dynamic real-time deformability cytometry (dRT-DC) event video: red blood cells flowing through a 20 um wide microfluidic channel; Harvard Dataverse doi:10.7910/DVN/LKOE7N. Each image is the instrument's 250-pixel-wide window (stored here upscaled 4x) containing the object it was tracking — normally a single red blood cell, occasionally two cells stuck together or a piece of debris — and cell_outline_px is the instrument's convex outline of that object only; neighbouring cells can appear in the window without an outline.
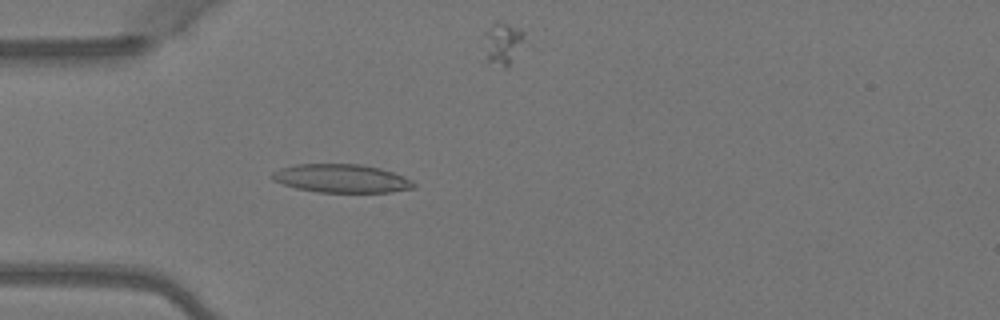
{"species": "Egyptian fruit bat (a non-hibernating species)", "species_latin": "Rousettus aegyptiacus", "temperature_condition": "warm", "stored_images_in_passage": 6, "camera_frame_rate_fps": 3000, "um_per_image_px": 0.085, "animal": {"sex": "female"}, "frame": {"image": 1, "passage_image": 5, "time_ms": 1.333, "image_size_px": [1000, 320], "cell_outline_px": [[416, 188], [392, 192], [320, 192], [296, 188], [272, 180], [272, 172], [280, 168], [296, 164], [360, 164], [380, 168], [404, 176], [412, 180], [416, 184]], "centroid_in_image_um": [29.05, 15.17], "position_along_channel_um": 55.9, "area_um2": 23.47}}